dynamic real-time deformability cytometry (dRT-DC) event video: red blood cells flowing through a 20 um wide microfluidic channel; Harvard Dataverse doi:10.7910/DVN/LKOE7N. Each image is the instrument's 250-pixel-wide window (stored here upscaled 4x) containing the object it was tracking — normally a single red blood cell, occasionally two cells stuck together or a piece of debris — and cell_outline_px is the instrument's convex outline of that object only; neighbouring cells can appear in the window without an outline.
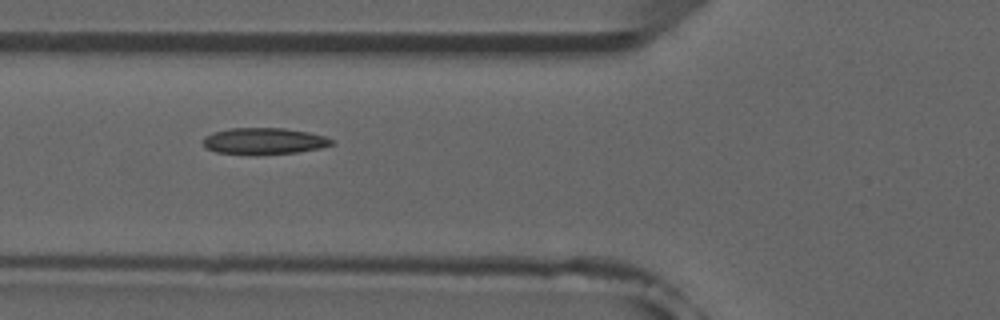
{"species": "common noctule bat (a hibernating species)", "species_latin": "Nyctalus noctula", "temperature_condition": "room temperature", "stored_images_in_passage": 8, "camera_frame_rate_fps": 3000, "um_per_image_px": 0.085, "animal": {"sex": "male", "forearm_length_mm": 52.5}, "frame": {"image": 1, "passage_image": 6, "time_ms": 5.667, "image_size_px": [1000, 320], "cell_outline_px": [[336, 144], [320, 148], [296, 152], [256, 156], [216, 152], [208, 148], [204, 144], [204, 136], [228, 128], [284, 128], [308, 132], [324, 136], [332, 140]], "centroid_in_image_um": [22.46, 12.01], "position_along_channel_um": 103.3, "area_um2": 20.0}}
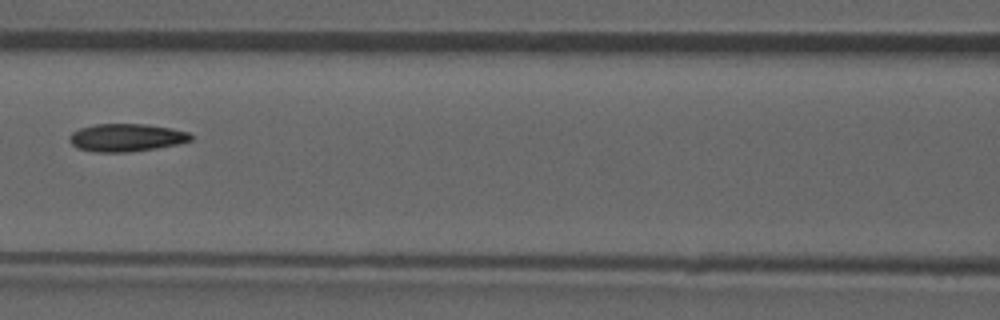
{"frame": {"image": 2, "passage_image": 7, "time_ms": 7.0, "image_size_px": [1000, 320], "cell_outline_px": [[192, 140], [176, 144], [156, 148], [128, 152], [96, 152], [80, 148], [72, 144], [68, 140], [68, 136], [72, 132], [80, 128], [96, 124], [148, 124], [172, 128], [188, 132], [192, 136]], "centroid_in_image_um": [10.73, 11.69], "position_along_channel_um": 155.9, "area_um2": 19.59}}